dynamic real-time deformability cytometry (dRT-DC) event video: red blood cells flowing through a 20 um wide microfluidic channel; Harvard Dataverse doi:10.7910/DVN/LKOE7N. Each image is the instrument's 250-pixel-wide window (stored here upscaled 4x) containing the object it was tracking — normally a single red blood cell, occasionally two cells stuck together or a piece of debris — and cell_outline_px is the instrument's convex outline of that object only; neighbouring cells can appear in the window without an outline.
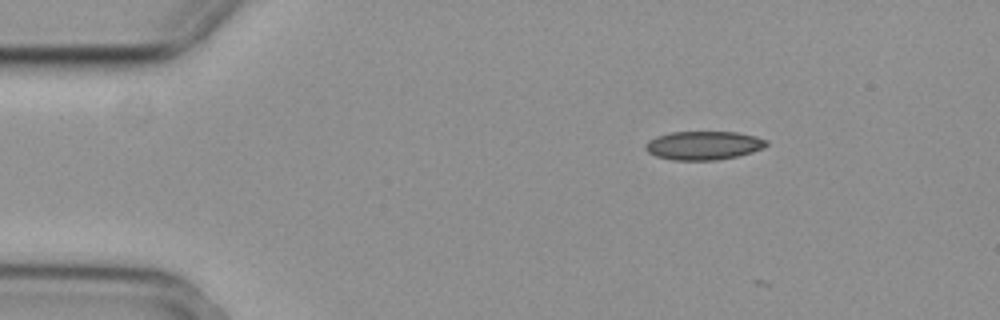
{"species": "common noctule bat (a hibernating species)", "species_latin": "Nyctalus noctula", "temperature_condition": "cold", "stored_images_in_passage": 2, "camera_frame_rate_fps": 3000, "um_per_image_px": 0.085, "animal": {"sex": "female", "body_mass_g": 29.2, "forearm_length_mm": 56.3}, "frame": {"image": 1, "passage_image": 1, "time_ms": 0.0, "image_size_px": [1000, 320], "cell_outline_px": [[768, 144], [764, 148], [752, 152], [736, 156], [716, 160], [672, 160], [656, 156], [648, 152], [644, 148], [644, 144], [648, 140], [656, 136], [672, 132], [736, 132], [756, 136], [768, 140]], "centroid_in_image_um": [59.79, 12.36], "position_along_channel_um": 25.2, "area_um2": 20.29}}